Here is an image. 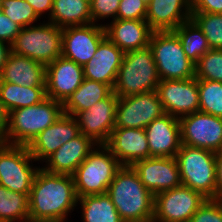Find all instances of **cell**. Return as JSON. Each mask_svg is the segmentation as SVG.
<instances>
[{"label": "cell", "mask_w": 222, "mask_h": 222, "mask_svg": "<svg viewBox=\"0 0 222 222\" xmlns=\"http://www.w3.org/2000/svg\"><path fill=\"white\" fill-rule=\"evenodd\" d=\"M78 197L72 175L54 174L40 168L29 201V222H68Z\"/></svg>", "instance_id": "1"}, {"label": "cell", "mask_w": 222, "mask_h": 222, "mask_svg": "<svg viewBox=\"0 0 222 222\" xmlns=\"http://www.w3.org/2000/svg\"><path fill=\"white\" fill-rule=\"evenodd\" d=\"M107 194L124 222H152L155 196L143 185L132 166H122Z\"/></svg>", "instance_id": "2"}, {"label": "cell", "mask_w": 222, "mask_h": 222, "mask_svg": "<svg viewBox=\"0 0 222 222\" xmlns=\"http://www.w3.org/2000/svg\"><path fill=\"white\" fill-rule=\"evenodd\" d=\"M63 113V103L48 97L39 104L12 110L8 115V127L2 143L28 146Z\"/></svg>", "instance_id": "3"}, {"label": "cell", "mask_w": 222, "mask_h": 222, "mask_svg": "<svg viewBox=\"0 0 222 222\" xmlns=\"http://www.w3.org/2000/svg\"><path fill=\"white\" fill-rule=\"evenodd\" d=\"M161 79L150 47L124 54L118 70L113 92L117 97H127L155 91Z\"/></svg>", "instance_id": "4"}, {"label": "cell", "mask_w": 222, "mask_h": 222, "mask_svg": "<svg viewBox=\"0 0 222 222\" xmlns=\"http://www.w3.org/2000/svg\"><path fill=\"white\" fill-rule=\"evenodd\" d=\"M121 167L105 144H97L72 175L77 197L107 193Z\"/></svg>", "instance_id": "5"}, {"label": "cell", "mask_w": 222, "mask_h": 222, "mask_svg": "<svg viewBox=\"0 0 222 222\" xmlns=\"http://www.w3.org/2000/svg\"><path fill=\"white\" fill-rule=\"evenodd\" d=\"M182 185L214 199L216 188V153L181 144L175 156Z\"/></svg>", "instance_id": "6"}, {"label": "cell", "mask_w": 222, "mask_h": 222, "mask_svg": "<svg viewBox=\"0 0 222 222\" xmlns=\"http://www.w3.org/2000/svg\"><path fill=\"white\" fill-rule=\"evenodd\" d=\"M62 32V27L46 20L24 27L11 44V51L47 66L62 56Z\"/></svg>", "instance_id": "7"}, {"label": "cell", "mask_w": 222, "mask_h": 222, "mask_svg": "<svg viewBox=\"0 0 222 222\" xmlns=\"http://www.w3.org/2000/svg\"><path fill=\"white\" fill-rule=\"evenodd\" d=\"M149 47L161 80H181L195 77V66L185 54L174 31L152 32Z\"/></svg>", "instance_id": "8"}, {"label": "cell", "mask_w": 222, "mask_h": 222, "mask_svg": "<svg viewBox=\"0 0 222 222\" xmlns=\"http://www.w3.org/2000/svg\"><path fill=\"white\" fill-rule=\"evenodd\" d=\"M36 162L27 146L1 143L0 186L14 192L29 194L34 178L41 168Z\"/></svg>", "instance_id": "9"}, {"label": "cell", "mask_w": 222, "mask_h": 222, "mask_svg": "<svg viewBox=\"0 0 222 222\" xmlns=\"http://www.w3.org/2000/svg\"><path fill=\"white\" fill-rule=\"evenodd\" d=\"M207 200L190 187L180 185L155 195L152 222H189Z\"/></svg>", "instance_id": "10"}, {"label": "cell", "mask_w": 222, "mask_h": 222, "mask_svg": "<svg viewBox=\"0 0 222 222\" xmlns=\"http://www.w3.org/2000/svg\"><path fill=\"white\" fill-rule=\"evenodd\" d=\"M163 114L165 111L156 90L119 97L116 105L115 128H145Z\"/></svg>", "instance_id": "11"}, {"label": "cell", "mask_w": 222, "mask_h": 222, "mask_svg": "<svg viewBox=\"0 0 222 222\" xmlns=\"http://www.w3.org/2000/svg\"><path fill=\"white\" fill-rule=\"evenodd\" d=\"M181 144L219 152L222 150V117L200 111L179 118Z\"/></svg>", "instance_id": "12"}, {"label": "cell", "mask_w": 222, "mask_h": 222, "mask_svg": "<svg viewBox=\"0 0 222 222\" xmlns=\"http://www.w3.org/2000/svg\"><path fill=\"white\" fill-rule=\"evenodd\" d=\"M156 92L165 113L180 118L199 111L198 79L161 80Z\"/></svg>", "instance_id": "13"}, {"label": "cell", "mask_w": 222, "mask_h": 222, "mask_svg": "<svg viewBox=\"0 0 222 222\" xmlns=\"http://www.w3.org/2000/svg\"><path fill=\"white\" fill-rule=\"evenodd\" d=\"M106 37L105 27L94 23L68 26L62 32V56L84 66Z\"/></svg>", "instance_id": "14"}, {"label": "cell", "mask_w": 222, "mask_h": 222, "mask_svg": "<svg viewBox=\"0 0 222 222\" xmlns=\"http://www.w3.org/2000/svg\"><path fill=\"white\" fill-rule=\"evenodd\" d=\"M118 98L112 92L107 98L96 102L88 110L77 113L74 117L81 134L91 138L96 144H106L115 128Z\"/></svg>", "instance_id": "15"}, {"label": "cell", "mask_w": 222, "mask_h": 222, "mask_svg": "<svg viewBox=\"0 0 222 222\" xmlns=\"http://www.w3.org/2000/svg\"><path fill=\"white\" fill-rule=\"evenodd\" d=\"M143 185L155 196L182 185L175 157H149L132 165Z\"/></svg>", "instance_id": "16"}, {"label": "cell", "mask_w": 222, "mask_h": 222, "mask_svg": "<svg viewBox=\"0 0 222 222\" xmlns=\"http://www.w3.org/2000/svg\"><path fill=\"white\" fill-rule=\"evenodd\" d=\"M83 80V66L60 56L46 66V96L64 103Z\"/></svg>", "instance_id": "17"}, {"label": "cell", "mask_w": 222, "mask_h": 222, "mask_svg": "<svg viewBox=\"0 0 222 222\" xmlns=\"http://www.w3.org/2000/svg\"><path fill=\"white\" fill-rule=\"evenodd\" d=\"M80 134L75 117L63 113L54 124L39 133L27 147L37 164L41 165L61 145Z\"/></svg>", "instance_id": "18"}, {"label": "cell", "mask_w": 222, "mask_h": 222, "mask_svg": "<svg viewBox=\"0 0 222 222\" xmlns=\"http://www.w3.org/2000/svg\"><path fill=\"white\" fill-rule=\"evenodd\" d=\"M150 157H175L181 146L179 118L168 113L154 119L145 128Z\"/></svg>", "instance_id": "19"}, {"label": "cell", "mask_w": 222, "mask_h": 222, "mask_svg": "<svg viewBox=\"0 0 222 222\" xmlns=\"http://www.w3.org/2000/svg\"><path fill=\"white\" fill-rule=\"evenodd\" d=\"M105 145L122 166H132L136 161L150 157L144 128H114Z\"/></svg>", "instance_id": "20"}, {"label": "cell", "mask_w": 222, "mask_h": 222, "mask_svg": "<svg viewBox=\"0 0 222 222\" xmlns=\"http://www.w3.org/2000/svg\"><path fill=\"white\" fill-rule=\"evenodd\" d=\"M96 145L91 138L80 134L61 145L41 164V168L49 173L73 175Z\"/></svg>", "instance_id": "21"}, {"label": "cell", "mask_w": 222, "mask_h": 222, "mask_svg": "<svg viewBox=\"0 0 222 222\" xmlns=\"http://www.w3.org/2000/svg\"><path fill=\"white\" fill-rule=\"evenodd\" d=\"M124 52L107 36L100 42L93 58L83 66L84 78L114 87Z\"/></svg>", "instance_id": "22"}, {"label": "cell", "mask_w": 222, "mask_h": 222, "mask_svg": "<svg viewBox=\"0 0 222 222\" xmlns=\"http://www.w3.org/2000/svg\"><path fill=\"white\" fill-rule=\"evenodd\" d=\"M191 14V0H151L145 20L153 32L173 31Z\"/></svg>", "instance_id": "23"}, {"label": "cell", "mask_w": 222, "mask_h": 222, "mask_svg": "<svg viewBox=\"0 0 222 222\" xmlns=\"http://www.w3.org/2000/svg\"><path fill=\"white\" fill-rule=\"evenodd\" d=\"M105 31L106 36L124 53L148 47L153 32L145 19H116L105 27Z\"/></svg>", "instance_id": "24"}, {"label": "cell", "mask_w": 222, "mask_h": 222, "mask_svg": "<svg viewBox=\"0 0 222 222\" xmlns=\"http://www.w3.org/2000/svg\"><path fill=\"white\" fill-rule=\"evenodd\" d=\"M45 78V65L12 51L0 74V82L26 87H45Z\"/></svg>", "instance_id": "25"}, {"label": "cell", "mask_w": 222, "mask_h": 222, "mask_svg": "<svg viewBox=\"0 0 222 222\" xmlns=\"http://www.w3.org/2000/svg\"><path fill=\"white\" fill-rule=\"evenodd\" d=\"M112 92L113 89L109 85L84 78L79 88L63 103V112L75 116L107 98Z\"/></svg>", "instance_id": "26"}, {"label": "cell", "mask_w": 222, "mask_h": 222, "mask_svg": "<svg viewBox=\"0 0 222 222\" xmlns=\"http://www.w3.org/2000/svg\"><path fill=\"white\" fill-rule=\"evenodd\" d=\"M76 209L81 222H124L107 193L79 197Z\"/></svg>", "instance_id": "27"}, {"label": "cell", "mask_w": 222, "mask_h": 222, "mask_svg": "<svg viewBox=\"0 0 222 222\" xmlns=\"http://www.w3.org/2000/svg\"><path fill=\"white\" fill-rule=\"evenodd\" d=\"M47 21L62 28L90 24L92 17L89 0H54Z\"/></svg>", "instance_id": "28"}, {"label": "cell", "mask_w": 222, "mask_h": 222, "mask_svg": "<svg viewBox=\"0 0 222 222\" xmlns=\"http://www.w3.org/2000/svg\"><path fill=\"white\" fill-rule=\"evenodd\" d=\"M45 87H26L9 82H0V101L7 112L39 104L46 99Z\"/></svg>", "instance_id": "29"}, {"label": "cell", "mask_w": 222, "mask_h": 222, "mask_svg": "<svg viewBox=\"0 0 222 222\" xmlns=\"http://www.w3.org/2000/svg\"><path fill=\"white\" fill-rule=\"evenodd\" d=\"M173 31L180 39L186 56L195 64L211 49L202 30L192 19L183 22Z\"/></svg>", "instance_id": "30"}, {"label": "cell", "mask_w": 222, "mask_h": 222, "mask_svg": "<svg viewBox=\"0 0 222 222\" xmlns=\"http://www.w3.org/2000/svg\"><path fill=\"white\" fill-rule=\"evenodd\" d=\"M28 196L0 186V222H29Z\"/></svg>", "instance_id": "31"}, {"label": "cell", "mask_w": 222, "mask_h": 222, "mask_svg": "<svg viewBox=\"0 0 222 222\" xmlns=\"http://www.w3.org/2000/svg\"><path fill=\"white\" fill-rule=\"evenodd\" d=\"M199 111L222 117V82L198 80Z\"/></svg>", "instance_id": "32"}, {"label": "cell", "mask_w": 222, "mask_h": 222, "mask_svg": "<svg viewBox=\"0 0 222 222\" xmlns=\"http://www.w3.org/2000/svg\"><path fill=\"white\" fill-rule=\"evenodd\" d=\"M191 19L202 30L210 48L222 50V14L192 12Z\"/></svg>", "instance_id": "33"}, {"label": "cell", "mask_w": 222, "mask_h": 222, "mask_svg": "<svg viewBox=\"0 0 222 222\" xmlns=\"http://www.w3.org/2000/svg\"><path fill=\"white\" fill-rule=\"evenodd\" d=\"M1 10L22 28L42 22L33 7L25 0H2Z\"/></svg>", "instance_id": "34"}, {"label": "cell", "mask_w": 222, "mask_h": 222, "mask_svg": "<svg viewBox=\"0 0 222 222\" xmlns=\"http://www.w3.org/2000/svg\"><path fill=\"white\" fill-rule=\"evenodd\" d=\"M195 77L198 80L222 82V50H208L196 63Z\"/></svg>", "instance_id": "35"}, {"label": "cell", "mask_w": 222, "mask_h": 222, "mask_svg": "<svg viewBox=\"0 0 222 222\" xmlns=\"http://www.w3.org/2000/svg\"><path fill=\"white\" fill-rule=\"evenodd\" d=\"M89 3L92 23L106 27L117 19L120 0H89Z\"/></svg>", "instance_id": "36"}, {"label": "cell", "mask_w": 222, "mask_h": 222, "mask_svg": "<svg viewBox=\"0 0 222 222\" xmlns=\"http://www.w3.org/2000/svg\"><path fill=\"white\" fill-rule=\"evenodd\" d=\"M189 222H222V201L207 199Z\"/></svg>", "instance_id": "37"}, {"label": "cell", "mask_w": 222, "mask_h": 222, "mask_svg": "<svg viewBox=\"0 0 222 222\" xmlns=\"http://www.w3.org/2000/svg\"><path fill=\"white\" fill-rule=\"evenodd\" d=\"M147 15V5L141 0H120L117 19L140 20Z\"/></svg>", "instance_id": "38"}, {"label": "cell", "mask_w": 222, "mask_h": 222, "mask_svg": "<svg viewBox=\"0 0 222 222\" xmlns=\"http://www.w3.org/2000/svg\"><path fill=\"white\" fill-rule=\"evenodd\" d=\"M22 27L6 16L0 7V40L12 44Z\"/></svg>", "instance_id": "39"}, {"label": "cell", "mask_w": 222, "mask_h": 222, "mask_svg": "<svg viewBox=\"0 0 222 222\" xmlns=\"http://www.w3.org/2000/svg\"><path fill=\"white\" fill-rule=\"evenodd\" d=\"M191 12L222 14V0H191Z\"/></svg>", "instance_id": "40"}, {"label": "cell", "mask_w": 222, "mask_h": 222, "mask_svg": "<svg viewBox=\"0 0 222 222\" xmlns=\"http://www.w3.org/2000/svg\"><path fill=\"white\" fill-rule=\"evenodd\" d=\"M27 1L34 9L37 16L44 21L49 19L52 8H53V1L54 0H25Z\"/></svg>", "instance_id": "41"}, {"label": "cell", "mask_w": 222, "mask_h": 222, "mask_svg": "<svg viewBox=\"0 0 222 222\" xmlns=\"http://www.w3.org/2000/svg\"><path fill=\"white\" fill-rule=\"evenodd\" d=\"M214 200L222 201V150L216 153V188Z\"/></svg>", "instance_id": "42"}, {"label": "cell", "mask_w": 222, "mask_h": 222, "mask_svg": "<svg viewBox=\"0 0 222 222\" xmlns=\"http://www.w3.org/2000/svg\"><path fill=\"white\" fill-rule=\"evenodd\" d=\"M8 115L6 108L0 101V139L3 140L8 127Z\"/></svg>", "instance_id": "43"}, {"label": "cell", "mask_w": 222, "mask_h": 222, "mask_svg": "<svg viewBox=\"0 0 222 222\" xmlns=\"http://www.w3.org/2000/svg\"><path fill=\"white\" fill-rule=\"evenodd\" d=\"M11 52V45L0 40V74L3 71V67L7 62V58Z\"/></svg>", "instance_id": "44"}, {"label": "cell", "mask_w": 222, "mask_h": 222, "mask_svg": "<svg viewBox=\"0 0 222 222\" xmlns=\"http://www.w3.org/2000/svg\"><path fill=\"white\" fill-rule=\"evenodd\" d=\"M143 1L147 6L150 4L151 0H141Z\"/></svg>", "instance_id": "45"}]
</instances>
